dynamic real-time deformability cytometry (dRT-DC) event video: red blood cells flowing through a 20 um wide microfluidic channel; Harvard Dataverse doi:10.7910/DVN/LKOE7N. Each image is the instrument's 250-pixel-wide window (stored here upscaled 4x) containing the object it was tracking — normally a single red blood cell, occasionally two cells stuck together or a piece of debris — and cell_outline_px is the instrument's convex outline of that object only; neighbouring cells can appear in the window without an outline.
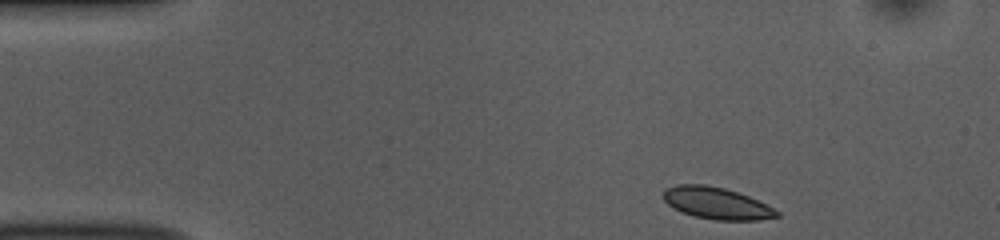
{"species": "common noctule bat (a hibernating species)", "species_latin": "Nyctalus noctula", "temperature_condition": "room temperature", "stored_images_in_passage": 47, "camera_frame_rate_fps": 3000, "um_per_image_px": 0.085, "animal": {"sex": "female", "body_mass_g": 10.0, "forearm_length_mm": 53.1}, "frame": {"image": 1, "passage_image": 1, "time_ms": 0.0, "image_size_px": [1000, 240], "cell_outline_px": [[780, 216], [760, 220], [716, 220], [692, 216], [668, 204], [664, 200], [664, 192], [668, 188], [676, 184], [704, 184], [724, 188], [748, 196], [780, 212]], "centroid_in_image_um": [60.92, 17.28], "position_along_channel_um": 24.1, "area_um2": 20.69}}
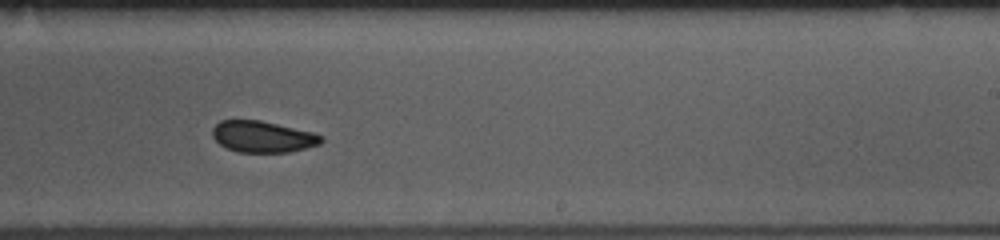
{"frame": {"image": 2, "passage_image": 26, "time_ms": 8.333, "image_size_px": [1000, 240], "cell_outline_px": [[324, 140], [320, 144], [288, 152], [236, 152], [220, 144], [212, 136], [212, 128], [220, 120], [260, 120], [312, 132], [324, 136]], "centroid_in_image_um": [22.32, 11.61], "position_along_channel_um": 266.7, "area_um2": 19.83}}
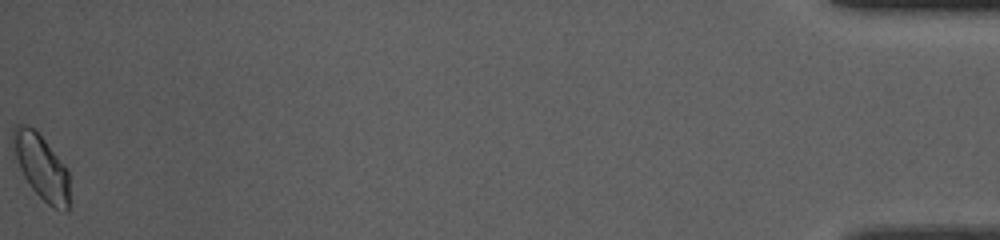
{"frame": {"image": 3, "passage_image": 47, "time_ms": 15.333, "image_size_px": [1000, 240], "cell_outline_px": [[68, 212], [64, 212], [52, 208], [32, 188], [24, 176], [20, 168], [16, 156], [12, 140], [12, 128], [16, 124], [28, 124], [44, 140], [68, 168]], "centroid_in_image_um": [3.52, 14.19], "position_along_channel_um": 431.7, "area_um2": 21.04}, "authors_computed_cell_mechanics": {"area_um2": 20.5768, "velocity_mm_per_s": 3.7416, "shape_relaxation_time_tau1_ms": 2.1758, "shape_relaxation_time_tau2_ms": 1.0978, "deformation_change_tau1": 0.0627, "deformation_change_tau2": 0.039}}